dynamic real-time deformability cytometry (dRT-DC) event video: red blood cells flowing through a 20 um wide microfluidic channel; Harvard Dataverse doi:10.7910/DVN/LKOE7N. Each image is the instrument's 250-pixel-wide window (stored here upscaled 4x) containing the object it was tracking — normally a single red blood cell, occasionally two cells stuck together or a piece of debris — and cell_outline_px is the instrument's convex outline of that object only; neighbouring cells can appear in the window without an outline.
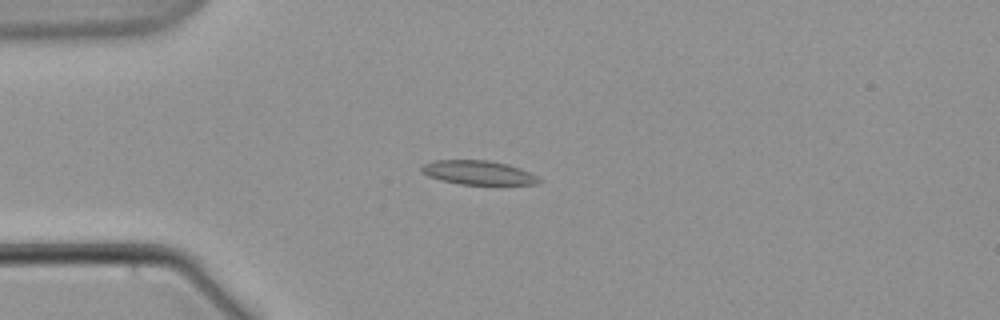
{"species": "common noctule bat (a hibernating species)", "species_latin": "Nyctalus noctula", "temperature_condition": "warm", "stored_images_in_passage": 9, "camera_frame_rate_fps": 3000, "um_per_image_px": 0.085, "animal": {"sex": "male", "body_mass_g": 21.5, "forearm_length_mm": 52.0}, "frame": {"image": 1, "passage_image": 6, "time_ms": 6.0, "image_size_px": [1000, 320], "cell_outline_px": [[544, 180], [536, 184], [460, 184], [440, 180], [428, 176], [420, 168], [424, 164], [432, 160], [488, 160], [508, 164], [520, 168]], "centroid_in_image_um": [40.65, 14.66], "position_along_channel_um": 44.4, "area_um2": 16.36}}
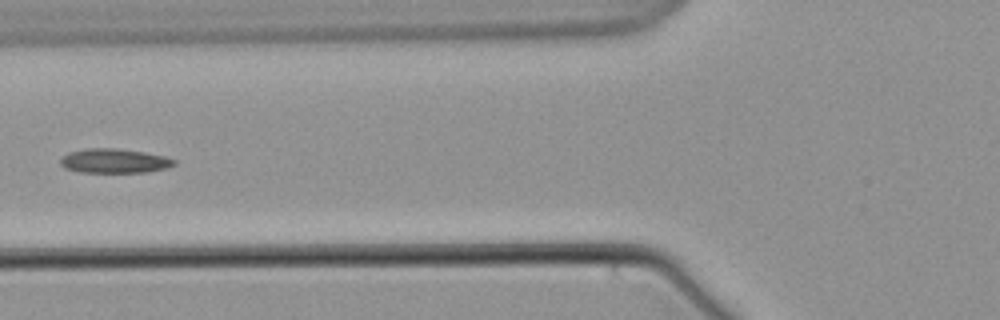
{"frame": {"image": 2, "passage_image": 8, "time_ms": 9.0, "image_size_px": [1000, 320], "cell_outline_px": [[176, 164], [168, 168], [148, 172], [80, 172], [64, 168], [60, 164], [60, 160], [68, 152], [88, 148], [116, 148], [144, 152], [164, 156], [176, 160]], "centroid_in_image_um": [9.73, 13.68], "position_along_channel_um": 116.1, "area_um2": 16.18}}
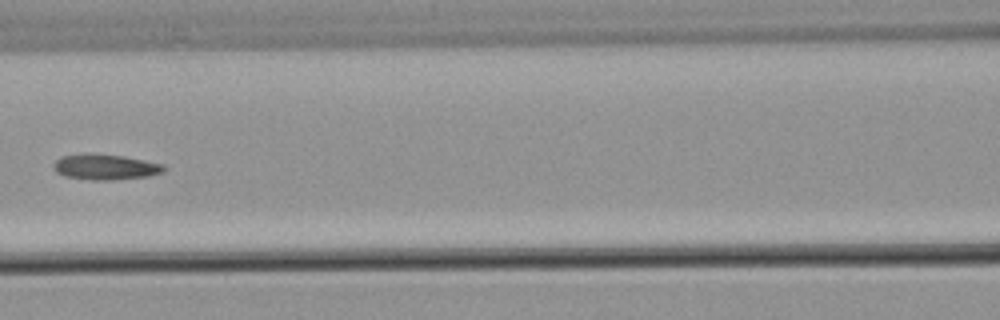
{"frame": {"image": 3, "passage_image": 9, "time_ms": 10.333, "image_size_px": [1000, 320], "cell_outline_px": [[168, 168], [164, 172], [148, 176], [112, 180], [92, 180], [64, 176], [56, 172], [52, 168], [52, 164], [60, 156], [92, 152], [124, 156], [164, 164]], "centroid_in_image_um": [8.94, 14.18], "position_along_channel_um": 157.7, "area_um2": 16.82}}